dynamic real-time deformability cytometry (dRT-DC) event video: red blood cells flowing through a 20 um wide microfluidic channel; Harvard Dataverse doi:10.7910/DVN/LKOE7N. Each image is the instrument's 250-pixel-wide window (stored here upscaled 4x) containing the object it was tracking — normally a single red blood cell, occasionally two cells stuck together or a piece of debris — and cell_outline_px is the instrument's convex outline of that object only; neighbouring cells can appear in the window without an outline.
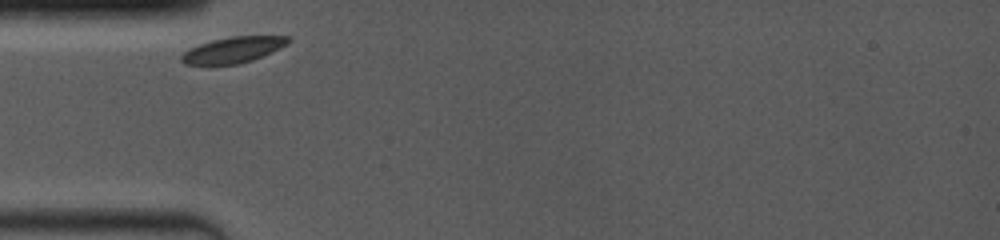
{"species": "common noctule bat (a hibernating species)", "species_latin": "Nyctalus noctula", "temperature_condition": "room temperature", "stored_images_in_passage": 24, "camera_frame_rate_fps": 4000, "um_per_image_px": 0.085, "animal": {"sex": "female", "body_mass_g": 19.0, "forearm_length_mm": 53.3}, "frame": {"image": 1, "passage_image": 1, "time_ms": 0.0, "image_size_px": [1000, 240], "cell_outline_px": [[292, 40], [288, 44], [280, 48], [252, 60], [240, 64], [208, 68], [184, 64], [180, 60], [180, 56], [188, 48], [212, 40], [232, 36], [288, 36]], "centroid_in_image_um": [19.72, 4.29], "position_along_channel_um": 65.3, "area_um2": 16.88}}
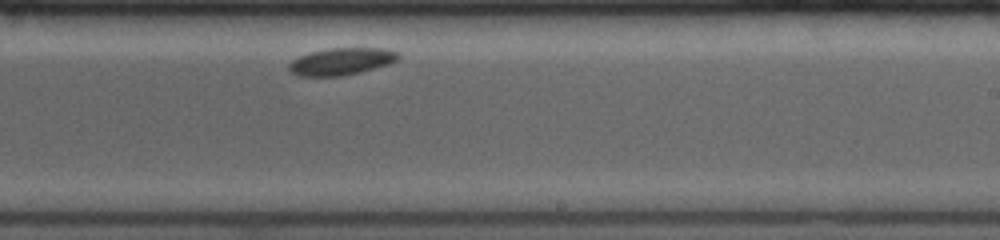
{"frame": {"image": 2, "passage_image": 14, "time_ms": 5.5, "image_size_px": [1000, 240], "cell_outline_px": [[400, 56], [396, 60], [388, 64], [360, 72], [340, 76], [300, 76], [292, 72], [288, 68], [288, 64], [292, 60], [300, 56], [312, 52], [328, 48], [384, 48], [400, 52]], "centroid_in_image_um": [29.03, 5.21], "position_along_channel_um": 260.0, "area_um2": 17.17}}
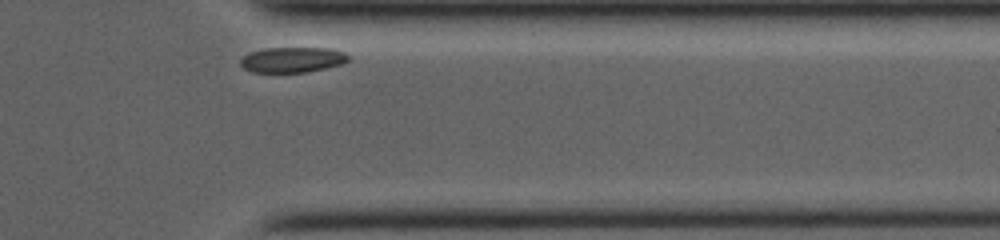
{"frame": {"image": 3, "passage_image": 24, "time_ms": 9.0, "image_size_px": [1000, 240], "cell_outline_px": [[348, 60], [344, 64], [308, 72], [252, 72], [244, 68], [240, 64], [240, 60], [248, 52], [264, 48], [332, 48], [344, 52], [348, 56]], "centroid_in_image_um": [24.86, 5.07], "position_along_channel_um": 386.5, "area_um2": 16.07}}